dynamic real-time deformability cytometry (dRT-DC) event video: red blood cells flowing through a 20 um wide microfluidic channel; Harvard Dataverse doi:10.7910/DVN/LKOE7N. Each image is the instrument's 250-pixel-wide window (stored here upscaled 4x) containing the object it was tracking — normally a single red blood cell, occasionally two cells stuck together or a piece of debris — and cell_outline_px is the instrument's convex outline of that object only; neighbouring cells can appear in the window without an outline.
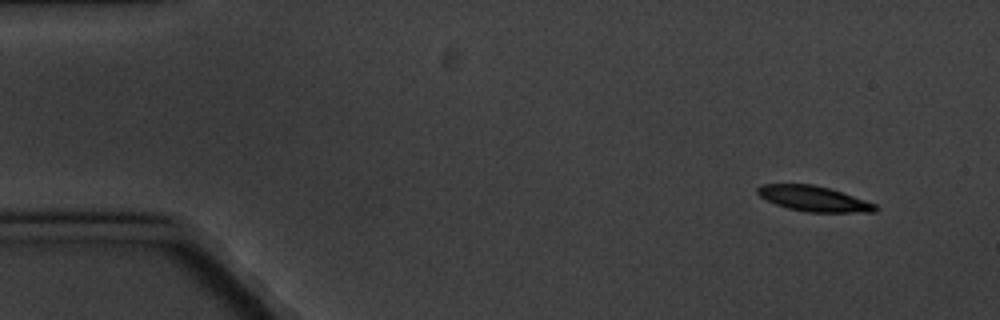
{"species": "common noctule bat (a hibernating species)", "species_latin": "Nyctalus noctula", "temperature_condition": "cold", "stored_images_in_passage": 5, "segment_of_instrument_passage": [1, 2], "camera_frame_rate_fps": 3000, "um_per_image_px": 0.085, "animal": {"sex": "male", "body_mass_g": 20.1, "forearm_length_mm": 53.5}, "frame": {"image": 1, "passage_image": 1, "time_ms": 0.0, "image_size_px": [1000, 320], "cell_outline_px": [[880, 208], [876, 212], [808, 212], [788, 208], [776, 204], [760, 196], [756, 192], [756, 188], [760, 184], [812, 184], [828, 188], [876, 204]], "centroid_in_image_um": [69.16, 16.89], "position_along_channel_um": 15.8, "area_um2": 17.22}}
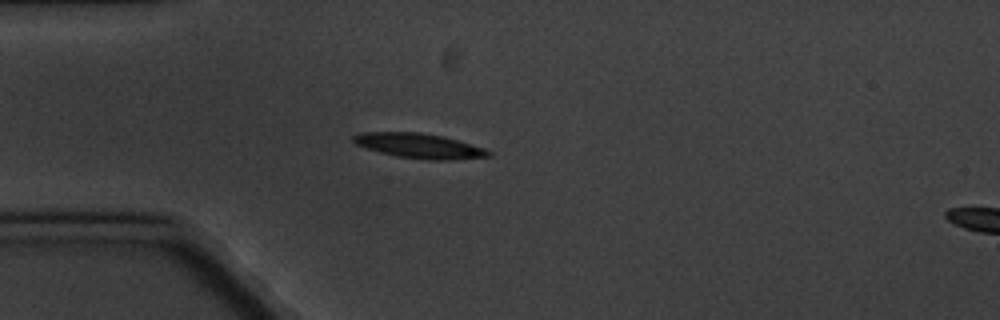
{"frame": {"image": 2, "passage_image": 4, "time_ms": 3.667, "image_size_px": [1000, 320], "cell_outline_px": [[492, 156], [452, 160], [428, 160], [396, 156], [380, 152], [356, 144], [352, 140], [352, 136], [360, 132], [420, 132], [444, 136], [484, 148], [492, 152]], "centroid_in_image_um": [35.65, 12.39], "position_along_channel_um": 49.3, "area_um2": 19.59}}